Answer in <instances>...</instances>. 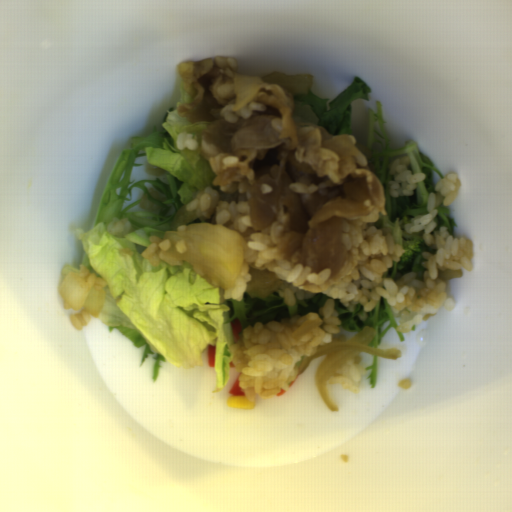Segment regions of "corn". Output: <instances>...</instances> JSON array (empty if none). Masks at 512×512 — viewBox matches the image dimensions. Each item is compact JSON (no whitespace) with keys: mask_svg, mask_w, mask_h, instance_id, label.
Segmentation results:
<instances>
[{"mask_svg":"<svg viewBox=\"0 0 512 512\" xmlns=\"http://www.w3.org/2000/svg\"><path fill=\"white\" fill-rule=\"evenodd\" d=\"M227 405L229 407L235 408V409H251L254 408L255 402L254 400L252 402H249L246 395L245 396H235L230 395L227 398Z\"/></svg>","mask_w":512,"mask_h":512,"instance_id":"1","label":"corn"}]
</instances>
